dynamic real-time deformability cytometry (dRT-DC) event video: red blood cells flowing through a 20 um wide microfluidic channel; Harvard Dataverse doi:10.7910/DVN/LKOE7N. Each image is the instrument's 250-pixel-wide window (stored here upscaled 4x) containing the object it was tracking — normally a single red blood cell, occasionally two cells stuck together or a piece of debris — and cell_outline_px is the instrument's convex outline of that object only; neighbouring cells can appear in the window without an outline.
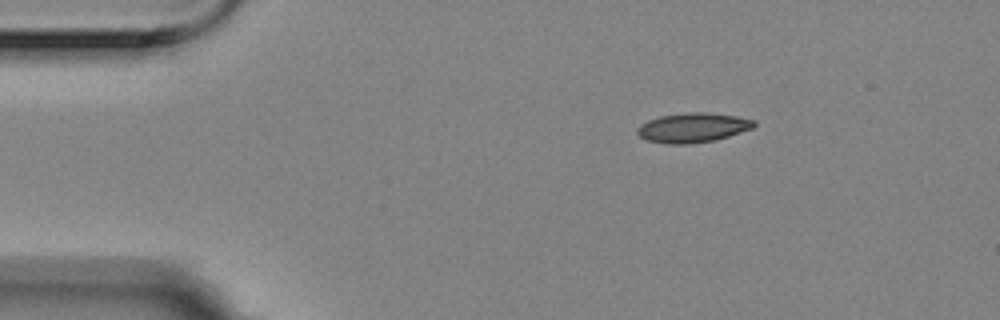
{"species": "Egyptian fruit bat (a non-hibernating species)", "species_latin": "Rousettus aegyptiacus", "temperature_condition": "room temperature", "stored_images_in_passage": 3, "camera_frame_rate_fps": 3000, "um_per_image_px": 0.085, "animal": {"sex": "female"}, "frame": {"image": 1, "passage_image": 1, "time_ms": 0.0, "image_size_px": [1000, 320], "cell_outline_px": [[756, 124], [752, 128], [728, 136], [712, 140], [688, 144], [668, 144], [648, 140], [640, 136], [636, 132], [636, 128], [640, 124], [648, 120], [660, 116], [688, 112], [708, 112], [736, 116], [756, 120]], "centroid_in_image_um": [58.87, 10.84], "position_along_channel_um": 26.1, "area_um2": 20.0}}